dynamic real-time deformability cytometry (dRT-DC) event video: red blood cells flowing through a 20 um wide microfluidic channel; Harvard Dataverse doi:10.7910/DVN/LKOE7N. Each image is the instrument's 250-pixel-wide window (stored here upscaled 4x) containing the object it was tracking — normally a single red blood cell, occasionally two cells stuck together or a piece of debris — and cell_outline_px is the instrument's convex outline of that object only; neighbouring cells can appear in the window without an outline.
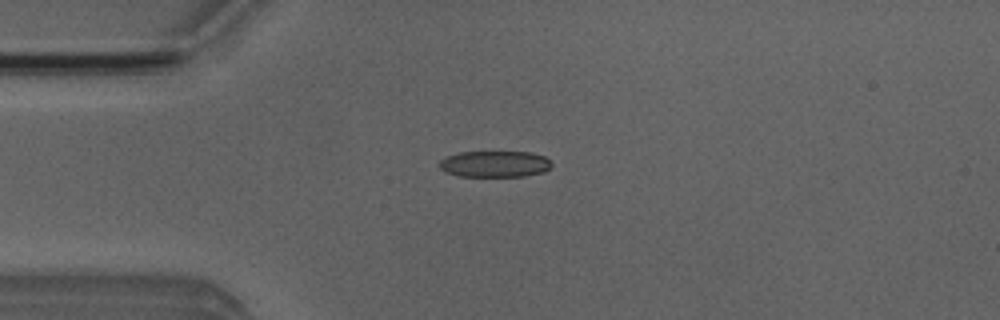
{"species": "Egyptian fruit bat (a non-hibernating species)", "species_latin": "Rousettus aegyptiacus", "temperature_condition": "room temperature", "stored_images_in_passage": 7, "camera_frame_rate_fps": 3000, "um_per_image_px": 0.085, "animal": {"sex": "male"}, "frame": {"image": 1, "passage_image": 4, "time_ms": 3.667, "image_size_px": [1000, 320], "cell_outline_px": [[552, 164], [544, 172], [524, 176], [456, 176], [444, 172], [440, 168], [440, 160], [444, 156], [460, 152], [532, 152], [544, 156]], "centroid_in_image_um": [42.01, 13.94], "position_along_channel_um": 43.0, "area_um2": 17.28}}